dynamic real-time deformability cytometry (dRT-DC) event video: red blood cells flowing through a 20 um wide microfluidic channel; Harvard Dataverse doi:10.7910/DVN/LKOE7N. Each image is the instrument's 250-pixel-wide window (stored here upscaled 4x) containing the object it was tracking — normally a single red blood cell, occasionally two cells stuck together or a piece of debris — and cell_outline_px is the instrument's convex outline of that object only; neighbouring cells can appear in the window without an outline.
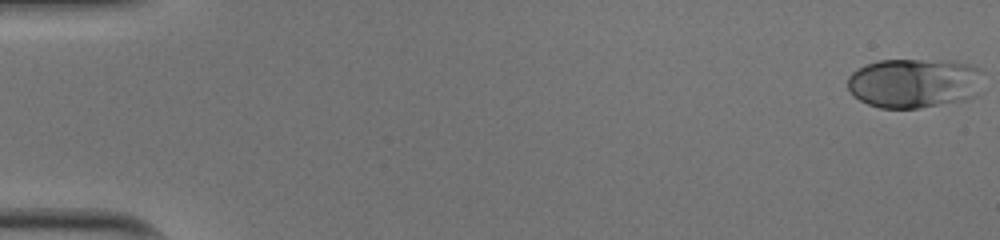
{"species": "human", "species_latin": "Homo sapiens", "temperature_condition": "cold", "stored_images_in_passage": 52, "camera_frame_rate_fps": 3000, "um_per_image_px": 0.085, "donor": {"sex": "male"}, "frame": {"image": 1, "passage_image": 1, "time_ms": 0.0, "image_size_px": [1000, 240], "cell_outline_px": [[980, 72], [976, 96], [964, 100], [916, 108], [880, 108], [868, 104], [860, 100], [848, 88], [848, 76], [856, 68], [864, 64], [880, 60], [956, 60], [976, 64], [980, 68]], "centroid_in_image_um": [77.7, 7.03], "position_along_channel_um": 7.3, "area_um2": 39.36}}
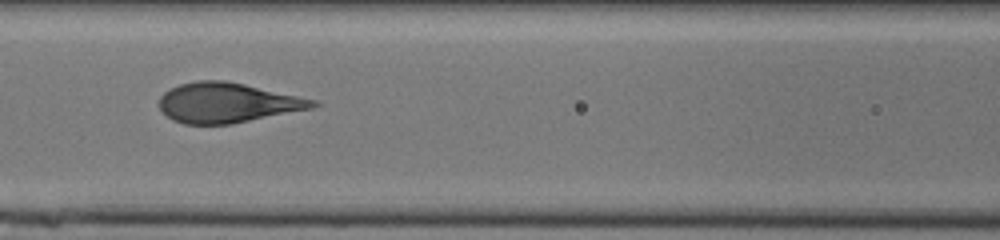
{"frame": {"image": 2, "passage_image": 24, "time_ms": 7.667, "image_size_px": [1000, 240], "cell_outline_px": [[320, 104], [312, 108], [232, 124], [184, 124], [172, 120], [160, 108], [160, 96], [164, 92], [180, 84], [196, 80], [224, 80], [244, 84], [316, 100]], "centroid_in_image_um": [19.31, 8.73], "position_along_channel_um": 147.3, "area_um2": 35.43}}
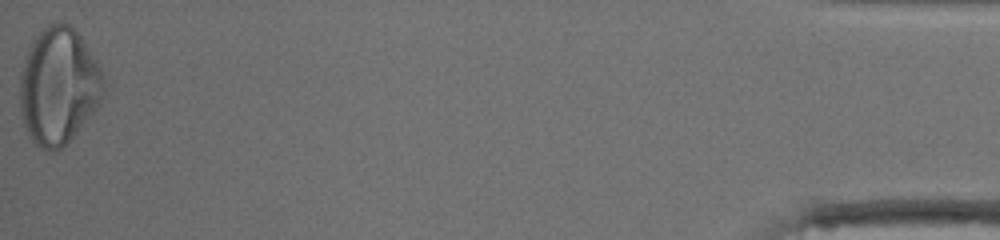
{"frame": {"image": 3, "passage_image": 52, "time_ms": 17.0, "image_size_px": [1000, 240], "cell_outline_px": [[108, 84], [104, 96], [100, 104], [76, 132], [60, 148], [52, 152], [48, 152], [36, 144], [28, 136], [20, 112], [20, 72], [28, 48], [36, 36], [48, 24], [68, 24], [80, 36], [96, 60]], "centroid_in_image_um": [4.99, 7.34], "position_along_channel_um": 430.2, "area_um2": 56.93}, "authors_computed_cell_mechanics": {"area_um2": 36.8475, "velocity_mm_per_s": 4.0138, "shape_relaxation_time_tau1_ms": 4.8547, "shape_relaxation_time_tau2_ms": null, "deformation_change_tau1": 0.222, "deformation_change_tau2": null}}